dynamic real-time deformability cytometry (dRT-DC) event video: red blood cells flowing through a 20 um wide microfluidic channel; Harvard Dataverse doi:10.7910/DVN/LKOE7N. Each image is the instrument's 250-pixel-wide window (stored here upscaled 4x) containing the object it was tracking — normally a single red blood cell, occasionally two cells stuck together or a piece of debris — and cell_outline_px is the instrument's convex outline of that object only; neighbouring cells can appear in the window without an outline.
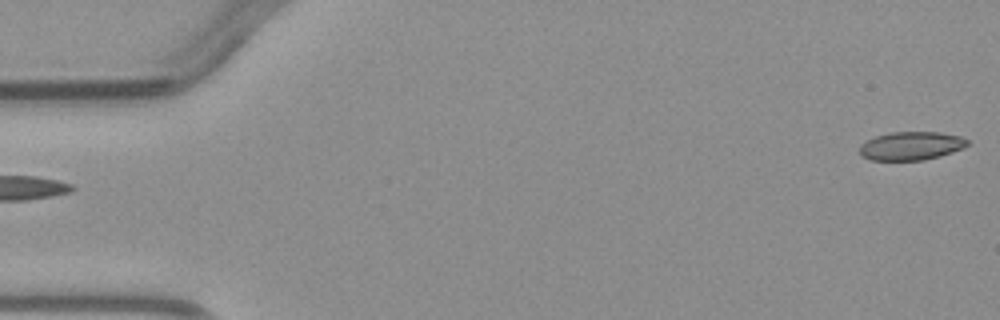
{"species": "common noctule bat (a hibernating species)", "species_latin": "Nyctalus noctula", "temperature_condition": "warm", "stored_images_in_passage": 5, "segment_of_instrument_passage": [2, 2], "camera_frame_rate_fps": 3000, "um_per_image_px": 0.085, "animal": {"sex": "male", "body_mass_g": 23.1, "forearm_length_mm": 52.7}, "frame": {"image": 1, "passage_image": 5, "time_ms": 4.667, "image_size_px": [1000, 320], "cell_outline_px": [[968, 144], [964, 148], [940, 156], [924, 160], [868, 160], [860, 156], [860, 144], [876, 136], [892, 132], [940, 132], [960, 136], [968, 140]], "centroid_in_image_um": [77.44, 12.4], "position_along_channel_um": 7.6, "area_um2": 17.92}}